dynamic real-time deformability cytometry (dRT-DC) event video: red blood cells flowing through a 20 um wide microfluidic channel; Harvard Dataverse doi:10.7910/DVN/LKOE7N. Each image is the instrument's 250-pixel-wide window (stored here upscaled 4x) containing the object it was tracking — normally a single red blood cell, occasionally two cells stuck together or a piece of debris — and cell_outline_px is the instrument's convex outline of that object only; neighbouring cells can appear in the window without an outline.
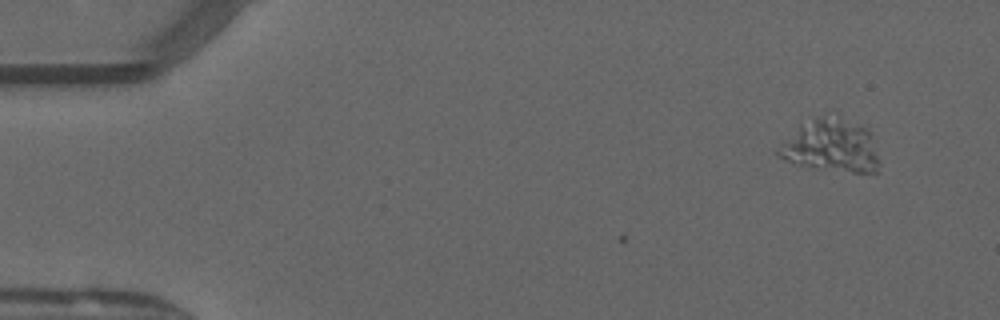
{"species": "common noctule bat (a hibernating species)", "species_latin": "Nyctalus noctula", "temperature_condition": "warm", "stored_images_in_passage": 5, "camera_frame_rate_fps": 3000, "um_per_image_px": 0.085, "animal": {"sex": "male", "forearm_length_mm": 52.5}, "frame": {"image": 1, "passage_image": 5, "time_ms": 1.333, "image_size_px": [1000, 320], "cell_outline_px": [[876, 172], [852, 172], [816, 168], [784, 160], [776, 156], [772, 152], [800, 124], [824, 112], [864, 124], [868, 128], [876, 156]], "centroid_in_image_um": [70.56, 12.33], "position_along_channel_um": 14.4, "area_um2": 31.21}}